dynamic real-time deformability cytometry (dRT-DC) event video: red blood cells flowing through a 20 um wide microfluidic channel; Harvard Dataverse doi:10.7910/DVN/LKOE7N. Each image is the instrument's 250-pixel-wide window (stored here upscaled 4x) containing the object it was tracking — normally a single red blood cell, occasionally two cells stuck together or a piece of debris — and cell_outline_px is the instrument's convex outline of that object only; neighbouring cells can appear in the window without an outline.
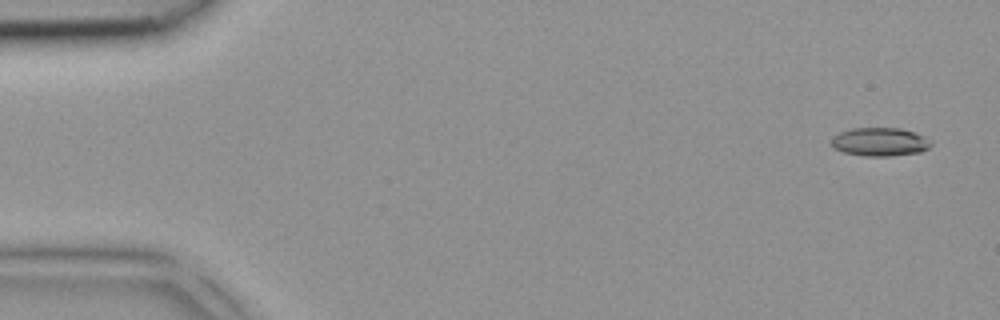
{"species": "common noctule bat (a hibernating species)", "species_latin": "Nyctalus noctula", "temperature_condition": "room temperature", "stored_images_in_passage": 3, "camera_frame_rate_fps": 3000, "um_per_image_px": 0.085, "animal": {"sex": "female", "body_mass_g": 18.4}, "frame": {"image": 1, "passage_image": 1, "time_ms": 0.0, "image_size_px": [1000, 320], "cell_outline_px": [[932, 144], [928, 148], [920, 152], [892, 156], [864, 156], [844, 152], [832, 148], [828, 144], [832, 136], [840, 132], [852, 128], [900, 128], [924, 136], [932, 140]], "centroid_in_image_um": [74.74, 12.06], "position_along_channel_um": 10.3, "area_um2": 16.76}}
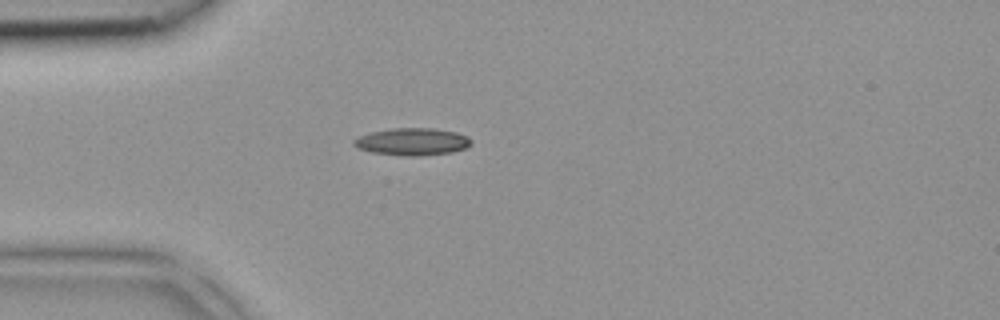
{"frame": {"image": 2, "passage_image": 3, "time_ms": 0.667, "image_size_px": [1000, 320], "cell_outline_px": [[472, 144], [464, 148], [452, 152], [416, 156], [408, 156], [372, 152], [356, 148], [352, 144], [352, 140], [360, 136], [372, 132], [392, 128], [432, 128], [456, 132], [468, 136], [472, 140]], "centroid_in_image_um": [35.04, 12.04], "position_along_channel_um": 50.0, "area_um2": 18.61}}